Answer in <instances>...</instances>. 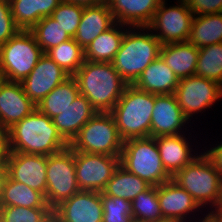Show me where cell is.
I'll use <instances>...</instances> for the list:
<instances>
[{
    "instance_id": "74e56055",
    "label": "cell",
    "mask_w": 222,
    "mask_h": 222,
    "mask_svg": "<svg viewBox=\"0 0 222 222\" xmlns=\"http://www.w3.org/2000/svg\"><path fill=\"white\" fill-rule=\"evenodd\" d=\"M20 30L15 24L9 0H0V45L8 42Z\"/></svg>"
},
{
    "instance_id": "7402d4cb",
    "label": "cell",
    "mask_w": 222,
    "mask_h": 222,
    "mask_svg": "<svg viewBox=\"0 0 222 222\" xmlns=\"http://www.w3.org/2000/svg\"><path fill=\"white\" fill-rule=\"evenodd\" d=\"M178 84V77L159 56L141 73L133 85L142 91L163 95L174 94Z\"/></svg>"
},
{
    "instance_id": "d4e9b609",
    "label": "cell",
    "mask_w": 222,
    "mask_h": 222,
    "mask_svg": "<svg viewBox=\"0 0 222 222\" xmlns=\"http://www.w3.org/2000/svg\"><path fill=\"white\" fill-rule=\"evenodd\" d=\"M62 0H9L15 24L31 30L42 18L51 16Z\"/></svg>"
},
{
    "instance_id": "b9f144b4",
    "label": "cell",
    "mask_w": 222,
    "mask_h": 222,
    "mask_svg": "<svg viewBox=\"0 0 222 222\" xmlns=\"http://www.w3.org/2000/svg\"><path fill=\"white\" fill-rule=\"evenodd\" d=\"M62 1L72 2L74 4L81 5L83 7L97 6L108 2V0H62Z\"/></svg>"
},
{
    "instance_id": "4fadbf2b",
    "label": "cell",
    "mask_w": 222,
    "mask_h": 222,
    "mask_svg": "<svg viewBox=\"0 0 222 222\" xmlns=\"http://www.w3.org/2000/svg\"><path fill=\"white\" fill-rule=\"evenodd\" d=\"M6 162L8 176L12 180L46 194L47 156L8 152Z\"/></svg>"
},
{
    "instance_id": "83f0119b",
    "label": "cell",
    "mask_w": 222,
    "mask_h": 222,
    "mask_svg": "<svg viewBox=\"0 0 222 222\" xmlns=\"http://www.w3.org/2000/svg\"><path fill=\"white\" fill-rule=\"evenodd\" d=\"M150 186L145 180L119 165L102 192L110 197L123 198L131 202Z\"/></svg>"
},
{
    "instance_id": "ab89813d",
    "label": "cell",
    "mask_w": 222,
    "mask_h": 222,
    "mask_svg": "<svg viewBox=\"0 0 222 222\" xmlns=\"http://www.w3.org/2000/svg\"><path fill=\"white\" fill-rule=\"evenodd\" d=\"M205 154L211 159L214 163L215 168L220 172L222 177V144L213 147L209 151L205 152Z\"/></svg>"
},
{
    "instance_id": "603a6c76",
    "label": "cell",
    "mask_w": 222,
    "mask_h": 222,
    "mask_svg": "<svg viewBox=\"0 0 222 222\" xmlns=\"http://www.w3.org/2000/svg\"><path fill=\"white\" fill-rule=\"evenodd\" d=\"M165 170L173 176L190 164L197 156L191 154V148L183 135L154 137ZM193 156V157H192Z\"/></svg>"
},
{
    "instance_id": "277c9868",
    "label": "cell",
    "mask_w": 222,
    "mask_h": 222,
    "mask_svg": "<svg viewBox=\"0 0 222 222\" xmlns=\"http://www.w3.org/2000/svg\"><path fill=\"white\" fill-rule=\"evenodd\" d=\"M125 29L120 49L111 63L121 78L128 85H133L141 73L160 56L162 44L151 30L149 34Z\"/></svg>"
},
{
    "instance_id": "f1b7e54d",
    "label": "cell",
    "mask_w": 222,
    "mask_h": 222,
    "mask_svg": "<svg viewBox=\"0 0 222 222\" xmlns=\"http://www.w3.org/2000/svg\"><path fill=\"white\" fill-rule=\"evenodd\" d=\"M79 93L77 80L70 76L47 94L37 105V109L52 119L70 106Z\"/></svg>"
},
{
    "instance_id": "7a4b0ae2",
    "label": "cell",
    "mask_w": 222,
    "mask_h": 222,
    "mask_svg": "<svg viewBox=\"0 0 222 222\" xmlns=\"http://www.w3.org/2000/svg\"><path fill=\"white\" fill-rule=\"evenodd\" d=\"M80 94L98 112H111L128 85L111 62L87 61L73 75Z\"/></svg>"
},
{
    "instance_id": "9c48e42d",
    "label": "cell",
    "mask_w": 222,
    "mask_h": 222,
    "mask_svg": "<svg viewBox=\"0 0 222 222\" xmlns=\"http://www.w3.org/2000/svg\"><path fill=\"white\" fill-rule=\"evenodd\" d=\"M46 172L45 199L52 210L80 191L76 181L74 150L70 146L47 156Z\"/></svg>"
},
{
    "instance_id": "4dcf8cb0",
    "label": "cell",
    "mask_w": 222,
    "mask_h": 222,
    "mask_svg": "<svg viewBox=\"0 0 222 222\" xmlns=\"http://www.w3.org/2000/svg\"><path fill=\"white\" fill-rule=\"evenodd\" d=\"M45 54L70 76L85 62V51L74 38L49 49Z\"/></svg>"
},
{
    "instance_id": "d6986e66",
    "label": "cell",
    "mask_w": 222,
    "mask_h": 222,
    "mask_svg": "<svg viewBox=\"0 0 222 222\" xmlns=\"http://www.w3.org/2000/svg\"><path fill=\"white\" fill-rule=\"evenodd\" d=\"M162 0H108L117 23L130 27H147Z\"/></svg>"
},
{
    "instance_id": "30bf717a",
    "label": "cell",
    "mask_w": 222,
    "mask_h": 222,
    "mask_svg": "<svg viewBox=\"0 0 222 222\" xmlns=\"http://www.w3.org/2000/svg\"><path fill=\"white\" fill-rule=\"evenodd\" d=\"M178 1L179 5L167 8L165 0H162L151 23L147 27H133V29L159 30L154 36L162 45L188 41L194 14L183 0Z\"/></svg>"
},
{
    "instance_id": "5bb4252c",
    "label": "cell",
    "mask_w": 222,
    "mask_h": 222,
    "mask_svg": "<svg viewBox=\"0 0 222 222\" xmlns=\"http://www.w3.org/2000/svg\"><path fill=\"white\" fill-rule=\"evenodd\" d=\"M68 77L70 75L44 53L30 74L20 83L26 96L37 106L47 94Z\"/></svg>"
},
{
    "instance_id": "e575fe53",
    "label": "cell",
    "mask_w": 222,
    "mask_h": 222,
    "mask_svg": "<svg viewBox=\"0 0 222 222\" xmlns=\"http://www.w3.org/2000/svg\"><path fill=\"white\" fill-rule=\"evenodd\" d=\"M52 213L51 208L0 207V222H44Z\"/></svg>"
},
{
    "instance_id": "484cf974",
    "label": "cell",
    "mask_w": 222,
    "mask_h": 222,
    "mask_svg": "<svg viewBox=\"0 0 222 222\" xmlns=\"http://www.w3.org/2000/svg\"><path fill=\"white\" fill-rule=\"evenodd\" d=\"M19 206L28 208H50L42 192L36 191L22 182L7 176L4 183L0 207Z\"/></svg>"
},
{
    "instance_id": "f35d334b",
    "label": "cell",
    "mask_w": 222,
    "mask_h": 222,
    "mask_svg": "<svg viewBox=\"0 0 222 222\" xmlns=\"http://www.w3.org/2000/svg\"><path fill=\"white\" fill-rule=\"evenodd\" d=\"M194 16L222 13V0H183Z\"/></svg>"
},
{
    "instance_id": "ee69618b",
    "label": "cell",
    "mask_w": 222,
    "mask_h": 222,
    "mask_svg": "<svg viewBox=\"0 0 222 222\" xmlns=\"http://www.w3.org/2000/svg\"><path fill=\"white\" fill-rule=\"evenodd\" d=\"M217 209H215L216 211L214 212V210L212 212H210L218 222H222V203H220L219 205H217V207H215Z\"/></svg>"
},
{
    "instance_id": "bcb514c9",
    "label": "cell",
    "mask_w": 222,
    "mask_h": 222,
    "mask_svg": "<svg viewBox=\"0 0 222 222\" xmlns=\"http://www.w3.org/2000/svg\"><path fill=\"white\" fill-rule=\"evenodd\" d=\"M44 222H60L57 216L52 213Z\"/></svg>"
},
{
    "instance_id": "ba28073f",
    "label": "cell",
    "mask_w": 222,
    "mask_h": 222,
    "mask_svg": "<svg viewBox=\"0 0 222 222\" xmlns=\"http://www.w3.org/2000/svg\"><path fill=\"white\" fill-rule=\"evenodd\" d=\"M69 146L79 152L120 156L123 140L110 112H98L80 129Z\"/></svg>"
},
{
    "instance_id": "4316f807",
    "label": "cell",
    "mask_w": 222,
    "mask_h": 222,
    "mask_svg": "<svg viewBox=\"0 0 222 222\" xmlns=\"http://www.w3.org/2000/svg\"><path fill=\"white\" fill-rule=\"evenodd\" d=\"M119 25V27H118ZM120 23H115L111 28L102 32L90 45L84 49L85 60L93 62H112L116 53L120 49L125 30Z\"/></svg>"
},
{
    "instance_id": "7c38bea8",
    "label": "cell",
    "mask_w": 222,
    "mask_h": 222,
    "mask_svg": "<svg viewBox=\"0 0 222 222\" xmlns=\"http://www.w3.org/2000/svg\"><path fill=\"white\" fill-rule=\"evenodd\" d=\"M174 95L182 113L189 119L193 114L209 108L222 98V86L213 80L191 75L179 79Z\"/></svg>"
},
{
    "instance_id": "8992f818",
    "label": "cell",
    "mask_w": 222,
    "mask_h": 222,
    "mask_svg": "<svg viewBox=\"0 0 222 222\" xmlns=\"http://www.w3.org/2000/svg\"><path fill=\"white\" fill-rule=\"evenodd\" d=\"M120 165L151 186H159L172 178L163 166L154 137L123 141Z\"/></svg>"
},
{
    "instance_id": "e0dca14e",
    "label": "cell",
    "mask_w": 222,
    "mask_h": 222,
    "mask_svg": "<svg viewBox=\"0 0 222 222\" xmlns=\"http://www.w3.org/2000/svg\"><path fill=\"white\" fill-rule=\"evenodd\" d=\"M187 120L174 94H155L151 137L179 135Z\"/></svg>"
},
{
    "instance_id": "7dc6e473",
    "label": "cell",
    "mask_w": 222,
    "mask_h": 222,
    "mask_svg": "<svg viewBox=\"0 0 222 222\" xmlns=\"http://www.w3.org/2000/svg\"><path fill=\"white\" fill-rule=\"evenodd\" d=\"M162 222H178V221H170V220H164Z\"/></svg>"
},
{
    "instance_id": "5b68a950",
    "label": "cell",
    "mask_w": 222,
    "mask_h": 222,
    "mask_svg": "<svg viewBox=\"0 0 222 222\" xmlns=\"http://www.w3.org/2000/svg\"><path fill=\"white\" fill-rule=\"evenodd\" d=\"M179 187L185 189L199 207L209 203L217 206L221 202L222 177L211 159L200 154L172 178Z\"/></svg>"
},
{
    "instance_id": "8fae6325",
    "label": "cell",
    "mask_w": 222,
    "mask_h": 222,
    "mask_svg": "<svg viewBox=\"0 0 222 222\" xmlns=\"http://www.w3.org/2000/svg\"><path fill=\"white\" fill-rule=\"evenodd\" d=\"M76 181L80 191L102 192L120 165V156L74 151Z\"/></svg>"
},
{
    "instance_id": "44dd1931",
    "label": "cell",
    "mask_w": 222,
    "mask_h": 222,
    "mask_svg": "<svg viewBox=\"0 0 222 222\" xmlns=\"http://www.w3.org/2000/svg\"><path fill=\"white\" fill-rule=\"evenodd\" d=\"M115 22L108 3L84 7L81 21L73 38L83 49H86L95 38L111 28Z\"/></svg>"
},
{
    "instance_id": "ac0fdd59",
    "label": "cell",
    "mask_w": 222,
    "mask_h": 222,
    "mask_svg": "<svg viewBox=\"0 0 222 222\" xmlns=\"http://www.w3.org/2000/svg\"><path fill=\"white\" fill-rule=\"evenodd\" d=\"M157 196L165 220L185 222L187 213L200 208L193 197L172 180L157 186Z\"/></svg>"
},
{
    "instance_id": "2e32d148",
    "label": "cell",
    "mask_w": 222,
    "mask_h": 222,
    "mask_svg": "<svg viewBox=\"0 0 222 222\" xmlns=\"http://www.w3.org/2000/svg\"><path fill=\"white\" fill-rule=\"evenodd\" d=\"M37 106L26 96L20 82L0 78V125L8 130Z\"/></svg>"
},
{
    "instance_id": "836d02e7",
    "label": "cell",
    "mask_w": 222,
    "mask_h": 222,
    "mask_svg": "<svg viewBox=\"0 0 222 222\" xmlns=\"http://www.w3.org/2000/svg\"><path fill=\"white\" fill-rule=\"evenodd\" d=\"M30 31L34 34L43 53L71 39L51 16L42 18Z\"/></svg>"
},
{
    "instance_id": "d590c367",
    "label": "cell",
    "mask_w": 222,
    "mask_h": 222,
    "mask_svg": "<svg viewBox=\"0 0 222 222\" xmlns=\"http://www.w3.org/2000/svg\"><path fill=\"white\" fill-rule=\"evenodd\" d=\"M83 9L81 5L62 1L52 12L51 17L73 38L81 21Z\"/></svg>"
},
{
    "instance_id": "3957f363",
    "label": "cell",
    "mask_w": 222,
    "mask_h": 222,
    "mask_svg": "<svg viewBox=\"0 0 222 222\" xmlns=\"http://www.w3.org/2000/svg\"><path fill=\"white\" fill-rule=\"evenodd\" d=\"M155 94L127 85L110 114L123 141L151 137Z\"/></svg>"
},
{
    "instance_id": "f546056e",
    "label": "cell",
    "mask_w": 222,
    "mask_h": 222,
    "mask_svg": "<svg viewBox=\"0 0 222 222\" xmlns=\"http://www.w3.org/2000/svg\"><path fill=\"white\" fill-rule=\"evenodd\" d=\"M198 49L222 42V13L194 16L188 39Z\"/></svg>"
},
{
    "instance_id": "52a82bcc",
    "label": "cell",
    "mask_w": 222,
    "mask_h": 222,
    "mask_svg": "<svg viewBox=\"0 0 222 222\" xmlns=\"http://www.w3.org/2000/svg\"><path fill=\"white\" fill-rule=\"evenodd\" d=\"M43 54L34 34L30 30H20L0 45V78L21 82Z\"/></svg>"
},
{
    "instance_id": "9a60e30c",
    "label": "cell",
    "mask_w": 222,
    "mask_h": 222,
    "mask_svg": "<svg viewBox=\"0 0 222 222\" xmlns=\"http://www.w3.org/2000/svg\"><path fill=\"white\" fill-rule=\"evenodd\" d=\"M53 213L60 222H102L101 192L79 191L57 206Z\"/></svg>"
},
{
    "instance_id": "f6af8a7d",
    "label": "cell",
    "mask_w": 222,
    "mask_h": 222,
    "mask_svg": "<svg viewBox=\"0 0 222 222\" xmlns=\"http://www.w3.org/2000/svg\"><path fill=\"white\" fill-rule=\"evenodd\" d=\"M200 222H218V221L211 213H208V215H206L204 219L202 218V221Z\"/></svg>"
},
{
    "instance_id": "60d3db41",
    "label": "cell",
    "mask_w": 222,
    "mask_h": 222,
    "mask_svg": "<svg viewBox=\"0 0 222 222\" xmlns=\"http://www.w3.org/2000/svg\"><path fill=\"white\" fill-rule=\"evenodd\" d=\"M8 154L7 130L0 125V159H5Z\"/></svg>"
},
{
    "instance_id": "d6a6232c",
    "label": "cell",
    "mask_w": 222,
    "mask_h": 222,
    "mask_svg": "<svg viewBox=\"0 0 222 222\" xmlns=\"http://www.w3.org/2000/svg\"><path fill=\"white\" fill-rule=\"evenodd\" d=\"M195 75L213 80L222 86V42L199 49Z\"/></svg>"
},
{
    "instance_id": "6da1fadb",
    "label": "cell",
    "mask_w": 222,
    "mask_h": 222,
    "mask_svg": "<svg viewBox=\"0 0 222 222\" xmlns=\"http://www.w3.org/2000/svg\"><path fill=\"white\" fill-rule=\"evenodd\" d=\"M8 152L51 155L67 147L53 120L35 109L7 130Z\"/></svg>"
},
{
    "instance_id": "cb8c5ba5",
    "label": "cell",
    "mask_w": 222,
    "mask_h": 222,
    "mask_svg": "<svg viewBox=\"0 0 222 222\" xmlns=\"http://www.w3.org/2000/svg\"><path fill=\"white\" fill-rule=\"evenodd\" d=\"M199 49L189 41L161 45L160 57L178 79L195 75Z\"/></svg>"
},
{
    "instance_id": "7bdbcfd3",
    "label": "cell",
    "mask_w": 222,
    "mask_h": 222,
    "mask_svg": "<svg viewBox=\"0 0 222 222\" xmlns=\"http://www.w3.org/2000/svg\"><path fill=\"white\" fill-rule=\"evenodd\" d=\"M7 176H8V169H7L6 158L0 159V197Z\"/></svg>"
},
{
    "instance_id": "8d00e7d4",
    "label": "cell",
    "mask_w": 222,
    "mask_h": 222,
    "mask_svg": "<svg viewBox=\"0 0 222 222\" xmlns=\"http://www.w3.org/2000/svg\"><path fill=\"white\" fill-rule=\"evenodd\" d=\"M103 203L102 222H134L131 202L123 198L110 197L101 192Z\"/></svg>"
},
{
    "instance_id": "ffe728a7",
    "label": "cell",
    "mask_w": 222,
    "mask_h": 222,
    "mask_svg": "<svg viewBox=\"0 0 222 222\" xmlns=\"http://www.w3.org/2000/svg\"><path fill=\"white\" fill-rule=\"evenodd\" d=\"M97 113L90 101L79 93L73 103L52 120L61 136L70 144L80 129Z\"/></svg>"
},
{
    "instance_id": "1f68e13d",
    "label": "cell",
    "mask_w": 222,
    "mask_h": 222,
    "mask_svg": "<svg viewBox=\"0 0 222 222\" xmlns=\"http://www.w3.org/2000/svg\"><path fill=\"white\" fill-rule=\"evenodd\" d=\"M134 222H162L165 219L160 210L157 186H150L131 201Z\"/></svg>"
}]
</instances>
